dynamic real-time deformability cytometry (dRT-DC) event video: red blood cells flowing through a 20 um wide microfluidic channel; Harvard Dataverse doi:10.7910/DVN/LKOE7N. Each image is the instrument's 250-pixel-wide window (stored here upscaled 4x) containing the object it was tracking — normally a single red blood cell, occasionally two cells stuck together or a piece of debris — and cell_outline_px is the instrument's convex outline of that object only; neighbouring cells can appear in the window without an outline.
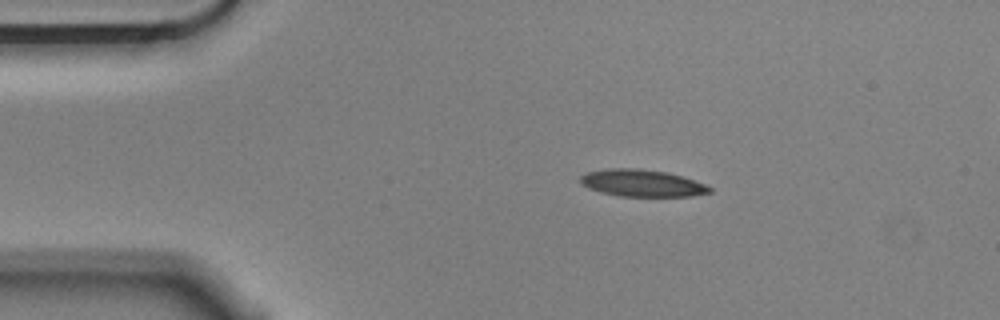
{"species": "Egyptian fruit bat (a non-hibernating species)", "species_latin": "Rousettus aegyptiacus", "temperature_condition": "cold", "stored_images_in_passage": 4, "camera_frame_rate_fps": 3000, "um_per_image_px": 0.085, "animal": {"sex": "male"}, "frame": {"image": 1, "passage_image": 1, "time_ms": 0.0, "image_size_px": [1000, 320], "cell_outline_px": [[712, 192], [692, 196], [620, 196], [600, 192], [588, 188], [580, 184], [580, 176], [588, 172], [608, 168], [636, 168], [668, 172], [704, 184], [712, 188]], "centroid_in_image_um": [54.54, 15.56], "position_along_channel_um": 30.5, "area_um2": 20.29}}
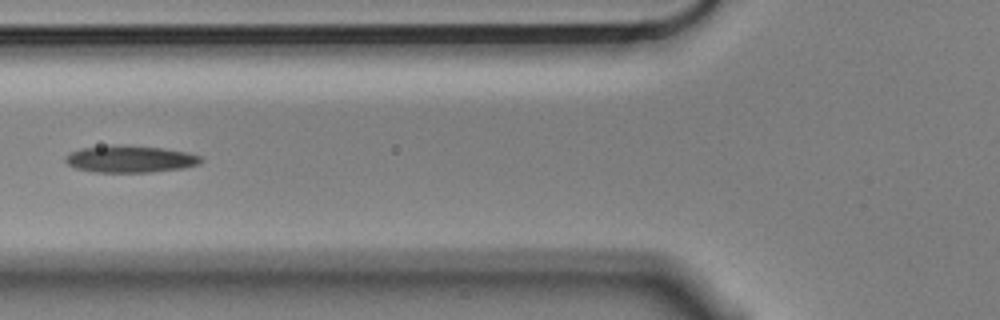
{"frame": {"image": 2, "passage_image": 4, "time_ms": 1.0, "image_size_px": [1000, 320], "cell_outline_px": [[204, 160], [200, 164], [184, 168], [152, 172], [92, 172], [76, 168], [68, 164], [64, 160], [64, 156], [68, 152], [80, 148], [112, 144], [164, 148], [188, 152], [204, 156]], "centroid_in_image_um": [11.07, 13.51], "position_along_channel_um": 114.7, "area_um2": 21.79}}